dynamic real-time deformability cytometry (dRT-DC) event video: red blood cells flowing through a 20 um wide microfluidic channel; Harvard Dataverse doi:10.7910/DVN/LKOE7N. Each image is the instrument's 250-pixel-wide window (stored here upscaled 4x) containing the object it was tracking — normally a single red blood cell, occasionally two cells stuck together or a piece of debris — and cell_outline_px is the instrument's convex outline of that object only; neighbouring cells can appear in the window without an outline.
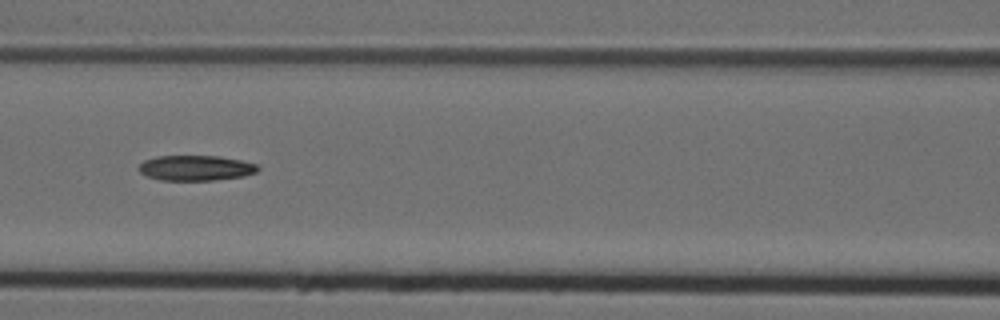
{"species": "Egyptian fruit bat (a non-hibernating species)", "species_latin": "Rousettus aegyptiacus", "temperature_condition": "cold", "stored_images_in_passage": 13, "camera_frame_rate_fps": 3000, "um_per_image_px": 0.085, "animal": {"sex": "female"}, "frame": {"image": 1, "passage_image": 6, "time_ms": 1.667, "image_size_px": [1000, 320], "cell_outline_px": [[260, 168], [256, 172], [244, 176], [212, 180], [160, 180], [148, 176], [140, 172], [136, 168], [144, 160], [156, 156], [220, 156], [240, 160], [256, 164]], "centroid_in_image_um": [16.62, 14.27], "position_along_channel_um": 150.0, "area_um2": 17.51}}
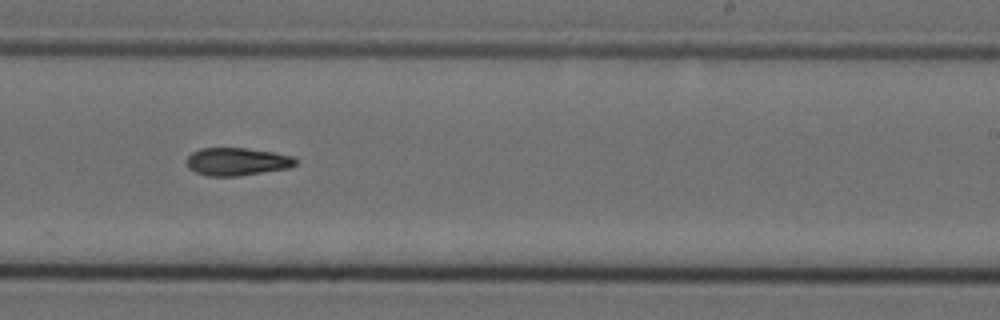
{"frame": {"image": 2, "passage_image": 9, "time_ms": 2.667, "image_size_px": [1000, 320], "cell_outline_px": [[296, 164], [292, 168], [240, 176], [208, 176], [196, 172], [188, 168], [188, 156], [192, 152], [200, 148], [244, 148], [272, 152], [292, 156], [296, 160]], "centroid_in_image_um": [20.17, 13.75], "position_along_channel_um": 268.8, "area_um2": 17.69}}
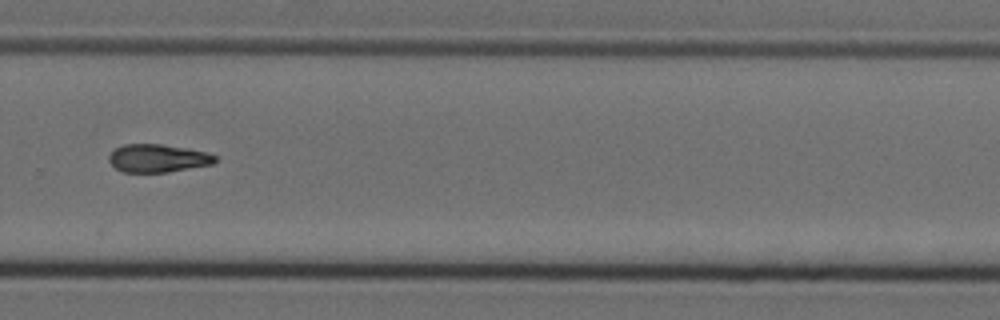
{"frame": {"image": 3, "passage_image": 10, "time_ms": 3.0, "image_size_px": [1000, 320], "cell_outline_px": [[216, 160], [212, 164], [168, 172], [124, 172], [116, 168], [108, 160], [108, 156], [116, 148], [124, 144], [160, 144], [188, 148], [208, 152], [216, 156]], "centroid_in_image_um": [13.42, 13.44], "position_along_channel_um": 316.4, "area_um2": 17.28}}